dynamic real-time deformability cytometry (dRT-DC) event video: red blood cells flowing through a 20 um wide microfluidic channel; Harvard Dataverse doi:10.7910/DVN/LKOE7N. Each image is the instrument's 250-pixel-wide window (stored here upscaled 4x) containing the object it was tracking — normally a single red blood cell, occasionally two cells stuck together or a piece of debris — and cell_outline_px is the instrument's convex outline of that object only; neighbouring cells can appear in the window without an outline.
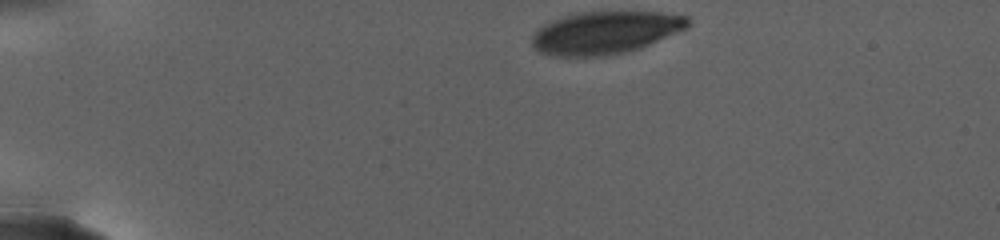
{"species": "human", "species_latin": "Homo sapiens", "temperature_condition": "warm", "stored_images_in_passage": 26, "camera_frame_rate_fps": 3000, "um_per_image_px": 0.085, "donor": {"sex": "female"}, "frame": {"image": 1, "passage_image": 1, "time_ms": 0.0, "image_size_px": [1000, 240], "cell_outline_px": [[688, 28], [640, 48], [628, 52], [604, 56], [556, 56], [536, 52], [532, 48], [532, 36], [544, 24], [552, 20], [564, 16], [580, 12], [660, 12], [688, 16]], "centroid_in_image_um": [51.43, 2.78], "position_along_channel_um": 33.6, "area_um2": 38.73}}